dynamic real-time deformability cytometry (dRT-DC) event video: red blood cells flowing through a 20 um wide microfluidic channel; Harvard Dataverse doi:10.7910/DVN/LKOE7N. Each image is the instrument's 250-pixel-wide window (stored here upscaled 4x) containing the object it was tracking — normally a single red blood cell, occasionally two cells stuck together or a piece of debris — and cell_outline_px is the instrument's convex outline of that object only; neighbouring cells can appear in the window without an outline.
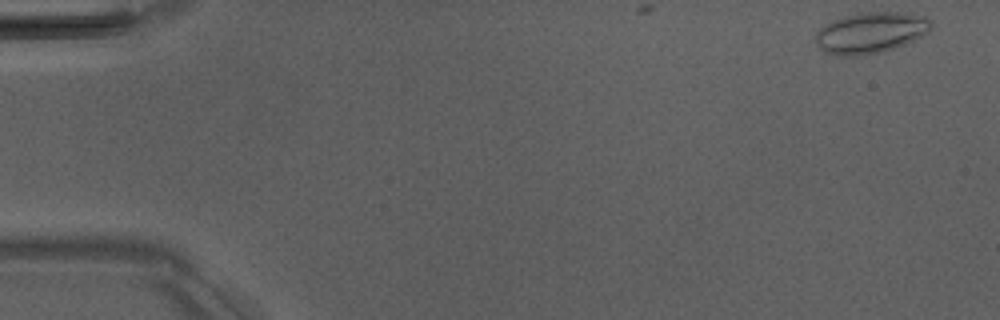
{"species": "Egyptian fruit bat (a non-hibernating species)", "species_latin": "Rousettus aegyptiacus", "temperature_condition": "room temperature", "stored_images_in_passage": 5, "camera_frame_rate_fps": 3000, "um_per_image_px": 0.085, "animal": {"sex": "male"}, "frame": {"image": 1, "passage_image": 1, "time_ms": 0.0, "image_size_px": [1000, 320], "cell_outline_px": [[932, 28], [928, 32], [904, 44], [880, 52], [852, 56], [836, 56], [824, 52], [816, 44], [816, 32], [824, 24], [832, 20], [844, 16], [860, 12], [908, 12], [928, 16], [932, 20]], "centroid_in_image_um": [74.01, 2.75], "position_along_channel_um": 11.0, "area_um2": 27.86}}